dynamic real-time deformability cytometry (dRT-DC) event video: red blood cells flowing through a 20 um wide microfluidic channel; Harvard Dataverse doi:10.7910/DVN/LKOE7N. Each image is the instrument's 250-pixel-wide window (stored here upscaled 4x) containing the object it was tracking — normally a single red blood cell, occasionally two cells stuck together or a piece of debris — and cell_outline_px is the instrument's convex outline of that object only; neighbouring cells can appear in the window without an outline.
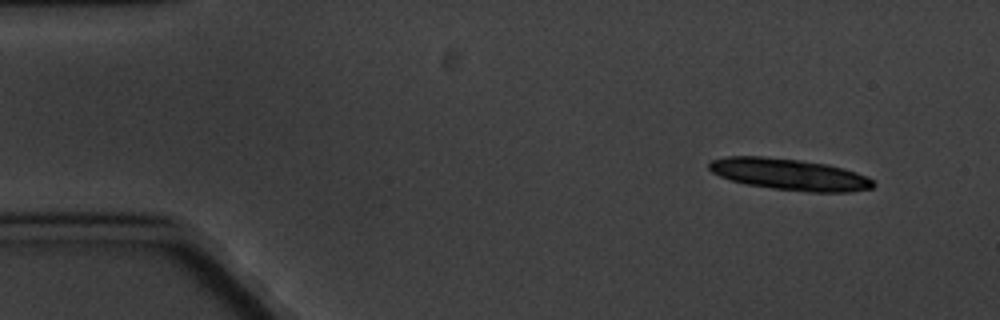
{"species": "common noctule bat (a hibernating species)", "species_latin": "Nyctalus noctula", "temperature_condition": "cold", "stored_images_in_passage": 5, "camera_frame_rate_fps": 3000, "um_per_image_px": 0.085, "animal": {"sex": "male", "body_mass_g": 20.1, "forearm_length_mm": 53.5}, "frame": {"image": 1, "passage_image": 1, "time_ms": 0.0, "image_size_px": [1000, 320], "cell_outline_px": [[876, 184], [872, 188], [848, 192], [808, 192], [772, 188], [748, 184], [732, 180], [720, 176], [712, 172], [708, 168], [708, 164], [712, 160], [728, 156], [764, 156], [800, 160], [828, 164], [856, 172], [872, 180]], "centroid_in_image_um": [67.1, 14.82], "position_along_channel_um": 17.9, "area_um2": 29.94}}
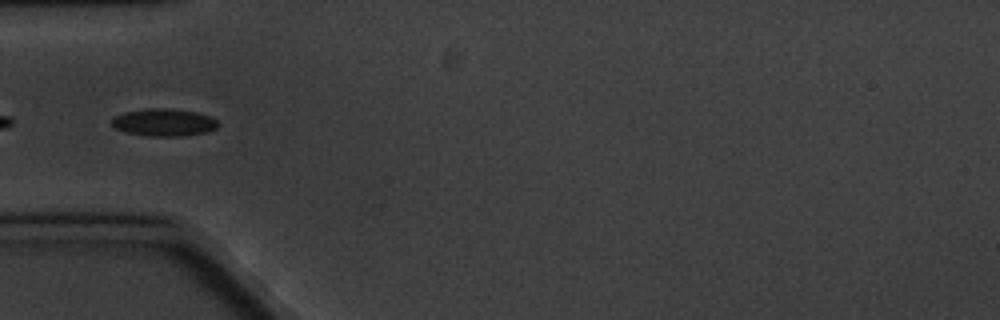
{"frame": {"image": 2, "passage_image": 5, "time_ms": 4.667, "image_size_px": [1000, 320], "cell_outline_px": [[220, 124], [216, 128], [208, 132], [184, 136], [148, 136], [128, 132], [116, 128], [112, 124], [112, 116], [124, 112], [144, 108], [164, 108], [196, 112], [208, 116], [216, 120]], "centroid_in_image_um": [13.93, 10.4], "position_along_channel_um": 71.1, "area_um2": 16.99}}